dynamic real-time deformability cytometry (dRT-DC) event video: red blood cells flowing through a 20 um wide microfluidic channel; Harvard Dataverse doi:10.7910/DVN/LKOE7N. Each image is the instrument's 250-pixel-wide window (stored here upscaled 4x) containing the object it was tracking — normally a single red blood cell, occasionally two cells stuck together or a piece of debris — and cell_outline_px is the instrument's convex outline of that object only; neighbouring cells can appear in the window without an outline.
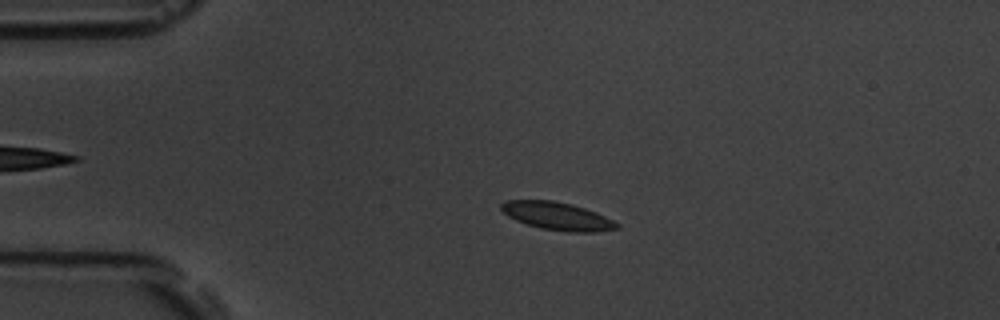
{"species": "common noctule bat (a hibernating species)", "species_latin": "Nyctalus noctula", "temperature_condition": "room temperature", "stored_images_in_passage": 4, "camera_frame_rate_fps": 3000, "um_per_image_px": 0.085, "animal": {"sex": "male", "body_mass_g": 19.5, "forearm_length_mm": 54.6}, "frame": {"image": 1, "passage_image": 3, "time_ms": 3.0, "image_size_px": [1000, 320], "cell_outline_px": [[620, 228], [596, 232], [568, 232], [540, 228], [516, 220], [508, 216], [500, 208], [500, 204], [504, 200], [552, 200], [572, 204], [596, 212], [620, 224]], "centroid_in_image_um": [47.37, 18.36], "position_along_channel_um": 37.6, "area_um2": 18.79}}